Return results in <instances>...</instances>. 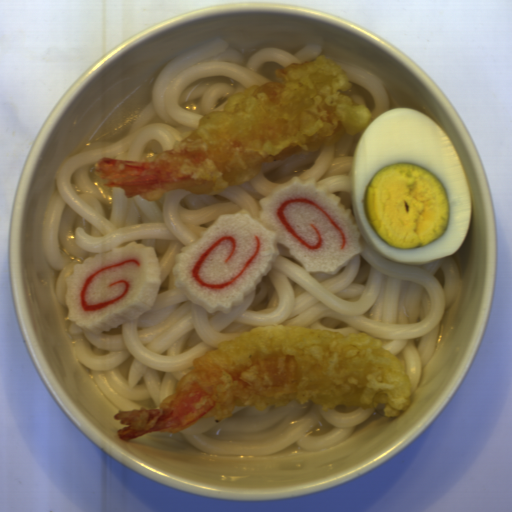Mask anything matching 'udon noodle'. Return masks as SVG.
<instances>
[{
	"label": "udon noodle",
	"mask_w": 512,
	"mask_h": 512,
	"mask_svg": "<svg viewBox=\"0 0 512 512\" xmlns=\"http://www.w3.org/2000/svg\"><path fill=\"white\" fill-rule=\"evenodd\" d=\"M221 38L177 55L152 85L151 102L118 142L89 143L70 154L55 172L41 226L46 259L60 271L55 292L68 305L67 278L89 257L125 248L153 247L161 284L149 311L137 320L93 334L69 324L74 353L109 400L125 411L159 409L175 394L179 379L194 370V360L218 350L224 340L263 326H301L343 335L364 333L404 362L410 389H416L436 348L445 311L462 291L452 257L423 264L386 260L362 237L360 253L335 274L307 271L291 249L277 243L279 256L241 305L229 313H208L176 287L173 269L182 249L202 238L221 215L246 209L255 220L261 198L298 177L316 178L330 195L352 193L351 169L364 129L342 133L316 152L296 153L264 164L252 179L215 195L165 192L155 201L126 198L123 188L104 186L95 162L115 158L155 162L173 150L210 111H224L232 94L253 85L283 82L275 70L313 62L323 49L307 44L290 54L266 47L242 66L244 56ZM228 48V49H227Z\"/></svg>",
	"instance_id": "obj_1"
},
{
	"label": "udon noodle",
	"mask_w": 512,
	"mask_h": 512,
	"mask_svg": "<svg viewBox=\"0 0 512 512\" xmlns=\"http://www.w3.org/2000/svg\"><path fill=\"white\" fill-rule=\"evenodd\" d=\"M374 410L323 411L311 399L305 404L294 399L284 407L268 405L263 410L234 406L232 416L220 422L203 416L180 433L197 449L218 456L272 455L293 442L307 452H317L347 440Z\"/></svg>",
	"instance_id": "obj_2"
},
{
	"label": "udon noodle",
	"mask_w": 512,
	"mask_h": 512,
	"mask_svg": "<svg viewBox=\"0 0 512 512\" xmlns=\"http://www.w3.org/2000/svg\"><path fill=\"white\" fill-rule=\"evenodd\" d=\"M329 59L340 67L352 85L347 91H337L340 95H347L353 105L366 106L371 114L369 123L384 112L392 110L387 89L380 78L366 69L331 57Z\"/></svg>",
	"instance_id": "obj_3"
}]
</instances>
